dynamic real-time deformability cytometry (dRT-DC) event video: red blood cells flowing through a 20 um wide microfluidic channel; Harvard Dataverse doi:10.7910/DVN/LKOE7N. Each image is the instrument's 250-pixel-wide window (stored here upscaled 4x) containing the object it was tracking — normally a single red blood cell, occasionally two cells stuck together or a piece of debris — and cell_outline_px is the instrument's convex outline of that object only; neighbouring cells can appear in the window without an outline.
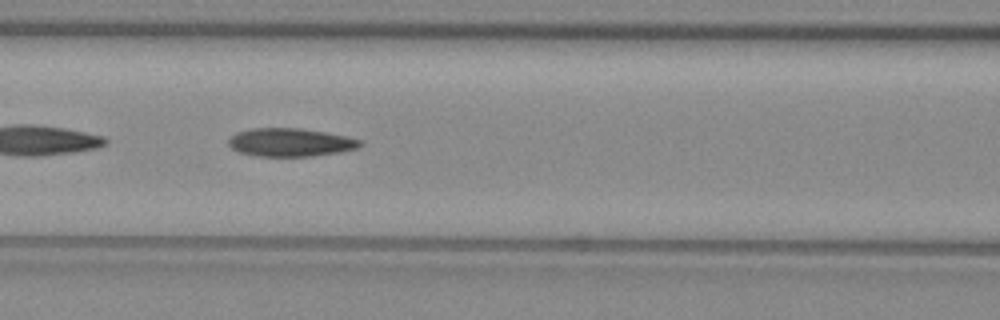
{"species": "common noctule bat (a hibernating species)", "species_latin": "Nyctalus noctula", "temperature_condition": "warm", "stored_images_in_passage": 53, "camera_frame_rate_fps": 3000, "um_per_image_px": 0.085, "animal": {"sex": "female", "body_mass_g": 29.2, "forearm_length_mm": 56.3}, "frame": {"image": 1, "passage_image": 22, "time_ms": 7.0, "image_size_px": [1000, 320], "cell_outline_px": [[364, 144], [356, 148], [340, 152], [312, 156], [256, 156], [236, 152], [228, 144], [228, 140], [236, 132], [252, 128], [300, 128], [324, 132], [344, 136], [360, 140]], "centroid_in_image_um": [24.64, 12.1], "position_along_channel_um": 142.0, "area_um2": 21.62}}
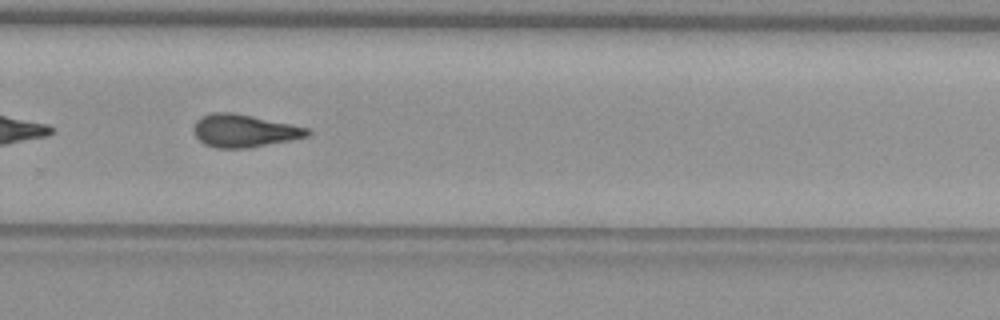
{"frame": {"image": 2, "passage_image": 35, "time_ms": 11.333, "image_size_px": [1000, 320], "cell_outline_px": [[312, 132], [308, 136], [288, 140], [244, 148], [216, 148], [204, 144], [192, 132], [192, 128], [196, 120], [200, 116], [212, 112], [232, 112], [252, 116], [308, 128]], "centroid_in_image_um": [20.67, 11.1], "position_along_channel_um": 309.1, "area_um2": 21.5}}
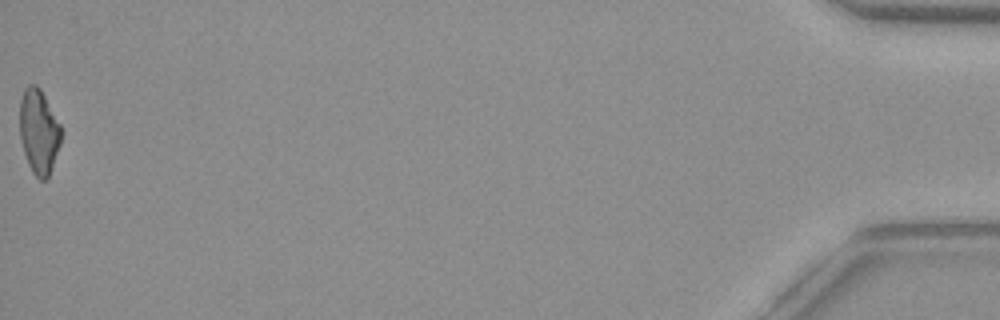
{"frame": {"image": 3, "passage_image": 53, "time_ms": 17.333, "image_size_px": [1000, 320], "cell_outline_px": [[60, 144], [48, 176], [44, 180], [40, 180], [32, 172], [28, 164], [24, 152], [20, 136], [20, 100], [24, 88], [28, 84], [36, 84], [40, 88], [60, 124]], "centroid_in_image_um": [3.28, 11.15], "position_along_channel_um": 431.9, "area_um2": 20.11}, "authors_computed_cell_mechanics": {"area_um2": 21.964, "velocity_mm_per_s": 3.875, "shape_relaxation_time_tau1_ms": null, "shape_relaxation_time_tau2_ms": 3.2222, "deformation_change_tau1": null, "deformation_change_tau2": 0.1146}}